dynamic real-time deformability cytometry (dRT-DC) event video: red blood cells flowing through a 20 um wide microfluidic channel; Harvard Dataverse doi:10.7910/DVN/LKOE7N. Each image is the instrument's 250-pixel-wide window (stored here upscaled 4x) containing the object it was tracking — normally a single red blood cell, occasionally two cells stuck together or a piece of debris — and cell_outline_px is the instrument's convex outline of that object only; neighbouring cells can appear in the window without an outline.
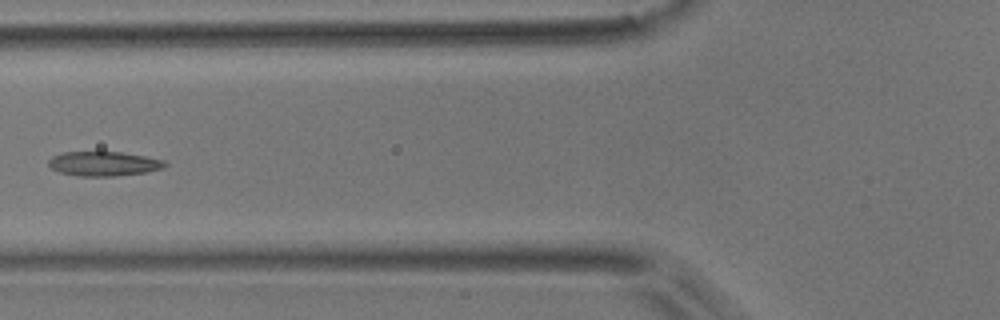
{"species": "common noctule bat (a hibernating species)", "species_latin": "Nyctalus noctula", "temperature_condition": "room temperature", "stored_images_in_passage": 5, "camera_frame_rate_fps": 3000, "um_per_image_px": 0.085, "animal": {"sex": "male", "body_mass_g": 17.9}, "frame": {"image": 1, "passage_image": 5, "time_ms": 1.333, "image_size_px": [1000, 320], "cell_outline_px": [[168, 164], [164, 168], [144, 172], [116, 176], [76, 176], [60, 172], [52, 168], [48, 164], [48, 160], [52, 156], [64, 152], [124, 152], [164, 160]], "centroid_in_image_um": [8.82, 13.91], "position_along_channel_um": 117.0, "area_um2": 16.59}}